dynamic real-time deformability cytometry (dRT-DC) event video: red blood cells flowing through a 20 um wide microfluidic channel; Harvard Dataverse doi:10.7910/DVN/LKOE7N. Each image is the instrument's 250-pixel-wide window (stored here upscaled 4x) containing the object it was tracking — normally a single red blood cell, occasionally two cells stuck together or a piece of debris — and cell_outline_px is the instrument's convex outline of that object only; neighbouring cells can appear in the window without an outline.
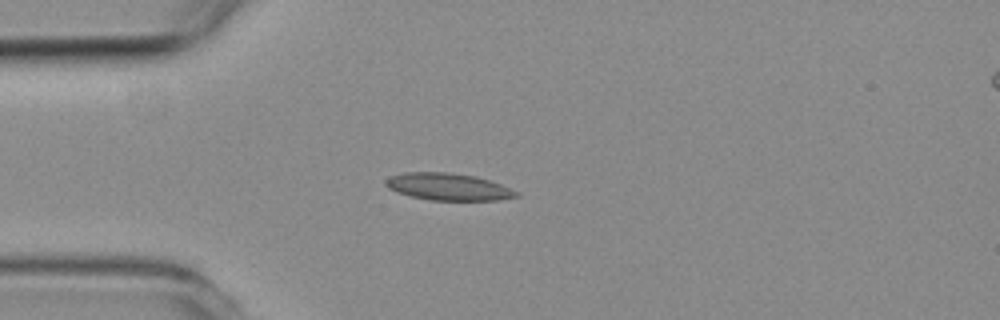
{"species": "common noctule bat (a hibernating species)", "species_latin": "Nyctalus noctula", "temperature_condition": "room temperature", "stored_images_in_passage": 4, "camera_frame_rate_fps": 3000, "um_per_image_px": 0.085, "animal": {"sex": "female", "body_mass_g": 19.3, "forearm_length_mm": 54.1}, "frame": {"image": 1, "passage_image": 4, "time_ms": 3.333, "image_size_px": [1000, 320], "cell_outline_px": [[520, 196], [496, 200], [428, 200], [396, 192], [388, 188], [384, 184], [384, 180], [392, 176], [404, 172], [448, 172], [476, 176], [500, 184], [520, 192]], "centroid_in_image_um": [38.09, 15.87], "position_along_channel_um": 46.9, "area_um2": 20.63}}